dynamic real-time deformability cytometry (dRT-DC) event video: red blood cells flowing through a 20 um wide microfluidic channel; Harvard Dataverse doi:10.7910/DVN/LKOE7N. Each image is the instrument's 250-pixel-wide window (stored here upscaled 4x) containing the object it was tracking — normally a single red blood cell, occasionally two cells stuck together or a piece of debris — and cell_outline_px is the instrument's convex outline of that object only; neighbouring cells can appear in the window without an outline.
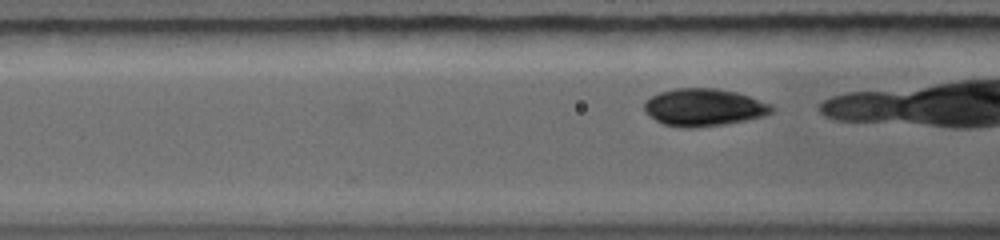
{"species": "common noctule bat (a hibernating species)", "species_latin": "Nyctalus noctula", "temperature_condition": "warm", "stored_images_in_passage": 10, "camera_frame_rate_fps": 5000, "um_per_image_px": 0.085, "animal": {"sex": "female", "body_mass_g": 19.0, "forearm_length_mm": 56.7}, "frame": {"image": 1, "passage_image": 6, "time_ms": 0.8, "image_size_px": [1000, 240], "cell_outline_px": [[776, 108], [772, 112], [764, 116], [724, 124], [692, 128], [680, 128], [664, 124], [656, 120], [644, 112], [644, 104], [652, 96], [660, 92], [676, 88], [716, 88], [736, 92], [772, 104]], "centroid_in_image_um": [59.83, 9.13], "position_along_channel_um": 106.8, "area_um2": 27.74}}